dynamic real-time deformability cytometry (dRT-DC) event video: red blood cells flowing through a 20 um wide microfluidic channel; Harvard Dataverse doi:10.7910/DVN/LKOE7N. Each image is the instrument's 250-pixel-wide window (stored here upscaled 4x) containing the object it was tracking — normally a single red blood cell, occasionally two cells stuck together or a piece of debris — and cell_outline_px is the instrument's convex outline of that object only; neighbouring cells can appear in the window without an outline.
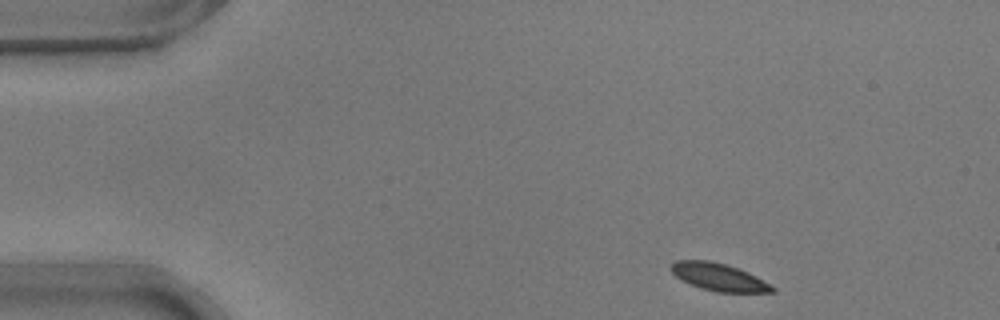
{"species": "common noctule bat (a hibernating species)", "species_latin": "Nyctalus noctula", "temperature_condition": "warm", "stored_images_in_passage": 48, "camera_frame_rate_fps": 3000, "um_per_image_px": 0.085, "animal": {"sex": "male", "body_mass_g": 17.9}, "frame": {"image": 1, "passage_image": 1, "time_ms": 0.0, "image_size_px": [1000, 320], "cell_outline_px": [[776, 292], [716, 292], [700, 288], [676, 276], [668, 268], [676, 260], [708, 260], [724, 264], [748, 272], [756, 276], [776, 288]], "centroid_in_image_um": [61.1, 23.55], "position_along_channel_um": 23.9, "area_um2": 16.01}}
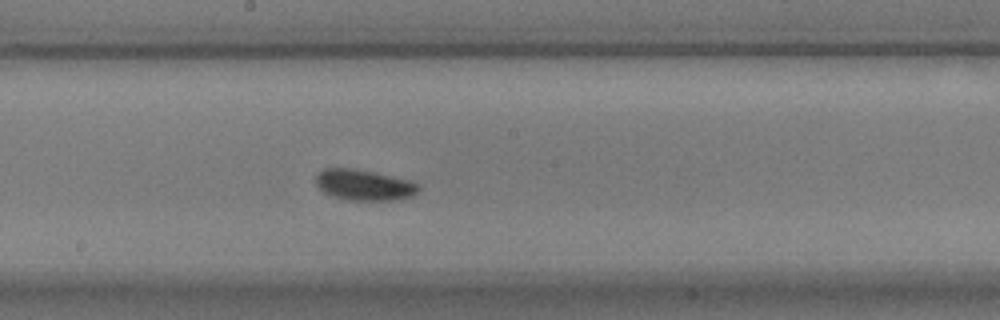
{"frame": {"image": 2, "passage_image": 23, "time_ms": 7.333, "image_size_px": [1000, 320], "cell_outline_px": [[420, 188], [412, 196], [392, 200], [348, 200], [332, 196], [324, 192], [316, 184], [316, 176], [324, 168], [352, 168], [372, 172], [408, 180], [416, 184]], "centroid_in_image_um": [30.9, 15.73], "position_along_channel_um": 217.3, "area_um2": 18.09}}
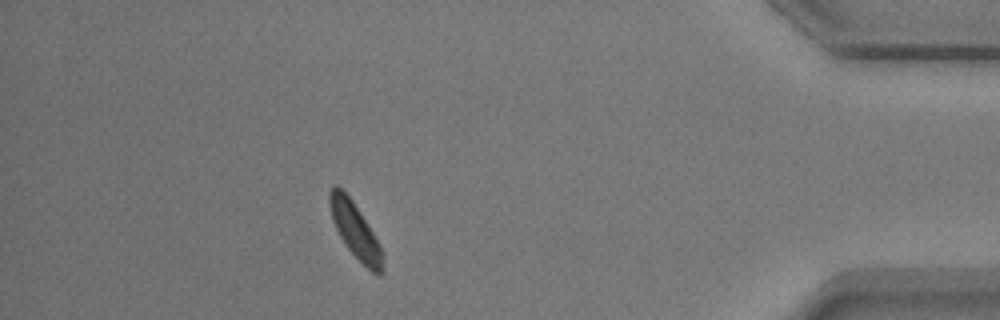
{"frame": {"image": 3, "passage_image": 42, "time_ms": 13.667, "image_size_px": [1000, 320], "cell_outline_px": [[384, 272], [380, 276], [376, 276], [348, 248], [340, 236], [332, 220], [328, 200], [328, 192], [332, 184], [336, 184], [352, 200], [380, 244], [384, 256]], "centroid_in_image_um": [30.21, 19.6], "position_along_channel_um": 405.0, "area_um2": 17.05}, "authors_computed_cell_mechanics": {"area_um2": 17.2533, "velocity_mm_per_s": 3.6969, "shape_relaxation_time_tau1_ms": 1.2397, "shape_relaxation_time_tau2_ms": null, "deformation_change_tau1": 0.0642, "deformation_change_tau2": null}}